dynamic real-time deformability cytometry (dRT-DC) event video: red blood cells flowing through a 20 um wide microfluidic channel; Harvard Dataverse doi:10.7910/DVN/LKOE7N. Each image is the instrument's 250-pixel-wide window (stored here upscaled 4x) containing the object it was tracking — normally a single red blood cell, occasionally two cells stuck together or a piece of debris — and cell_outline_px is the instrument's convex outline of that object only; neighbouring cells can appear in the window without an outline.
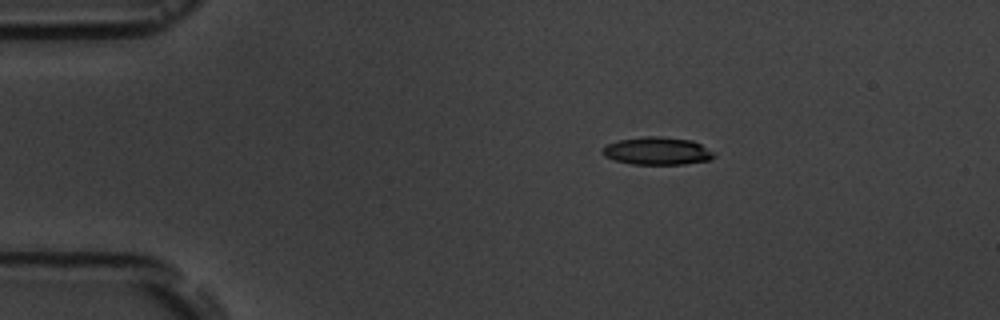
{"species": "common noctule bat (a hibernating species)", "species_latin": "Nyctalus noctula", "temperature_condition": "room temperature", "stored_images_in_passage": 4, "camera_frame_rate_fps": 3000, "um_per_image_px": 0.085, "animal": {"sex": "male", "body_mass_g": 19.5, "forearm_length_mm": 54.6}, "frame": {"image": 1, "passage_image": 1, "time_ms": 0.0, "image_size_px": [1000, 320], "cell_outline_px": [[716, 156], [712, 160], [684, 164], [632, 164], [616, 160], [604, 156], [600, 152], [608, 144], [620, 140], [648, 136], [660, 136], [692, 140], [700, 144], [712, 152]], "centroid_in_image_um": [55.89, 12.84], "position_along_channel_um": 29.1, "area_um2": 17.86}}
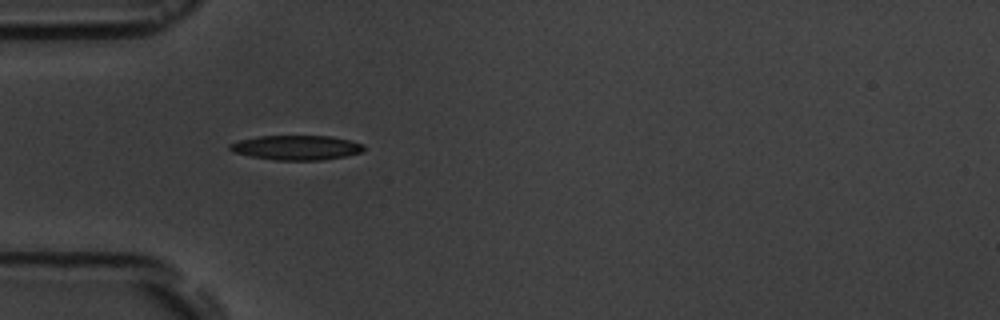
{"frame": {"image": 2, "passage_image": 3, "time_ms": 2.333, "image_size_px": [1000, 320], "cell_outline_px": [[364, 148], [360, 152], [344, 156], [324, 160], [276, 160], [252, 156], [232, 152], [228, 148], [228, 144], [240, 140], [260, 136], [332, 136], [352, 140], [364, 144]], "centroid_in_image_um": [25.2, 12.54], "position_along_channel_um": 59.8, "area_um2": 19.19}}
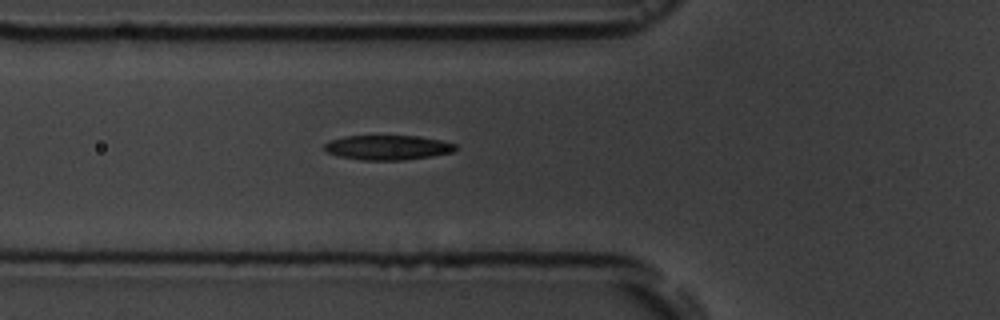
{"frame": {"image": 3, "passage_image": 4, "time_ms": 3.333, "image_size_px": [1000, 320], "cell_outline_px": [[460, 148], [452, 152], [432, 156], [404, 160], [360, 160], [340, 156], [328, 152], [324, 148], [324, 144], [332, 140], [344, 136], [420, 136], [440, 140], [456, 144]], "centroid_in_image_um": [33.01, 12.54], "position_along_channel_um": 92.8, "area_um2": 18.84}}